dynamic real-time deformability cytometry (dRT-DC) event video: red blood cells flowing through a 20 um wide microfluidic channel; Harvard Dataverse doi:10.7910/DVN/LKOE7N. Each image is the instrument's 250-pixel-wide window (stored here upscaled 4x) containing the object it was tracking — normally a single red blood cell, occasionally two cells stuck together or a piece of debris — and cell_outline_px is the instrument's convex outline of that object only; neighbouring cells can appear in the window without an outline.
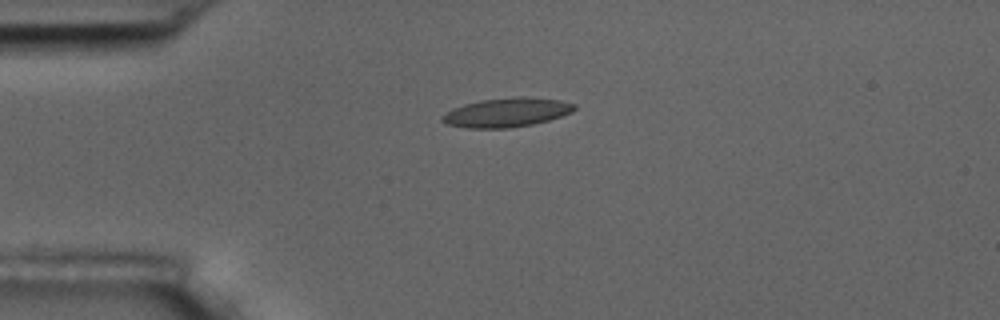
{"species": "common noctule bat (a hibernating species)", "species_latin": "Nyctalus noctula", "temperature_condition": "room temperature", "stored_images_in_passage": 2, "camera_frame_rate_fps": 3000, "um_per_image_px": 0.085, "animal": {"sex": "male", "body_mass_g": 17.5, "forearm_length_mm": 52.3}, "frame": {"image": 1, "passage_image": 1, "time_ms": 0.0, "image_size_px": [1000, 320], "cell_outline_px": [[576, 108], [572, 112], [548, 120], [532, 124], [508, 128], [468, 128], [448, 124], [440, 120], [440, 116], [452, 108], [464, 104], [480, 100], [512, 96], [524, 96], [560, 100], [576, 104]], "centroid_in_image_um": [43.05, 9.54], "position_along_channel_um": 42.0, "area_um2": 22.54}}